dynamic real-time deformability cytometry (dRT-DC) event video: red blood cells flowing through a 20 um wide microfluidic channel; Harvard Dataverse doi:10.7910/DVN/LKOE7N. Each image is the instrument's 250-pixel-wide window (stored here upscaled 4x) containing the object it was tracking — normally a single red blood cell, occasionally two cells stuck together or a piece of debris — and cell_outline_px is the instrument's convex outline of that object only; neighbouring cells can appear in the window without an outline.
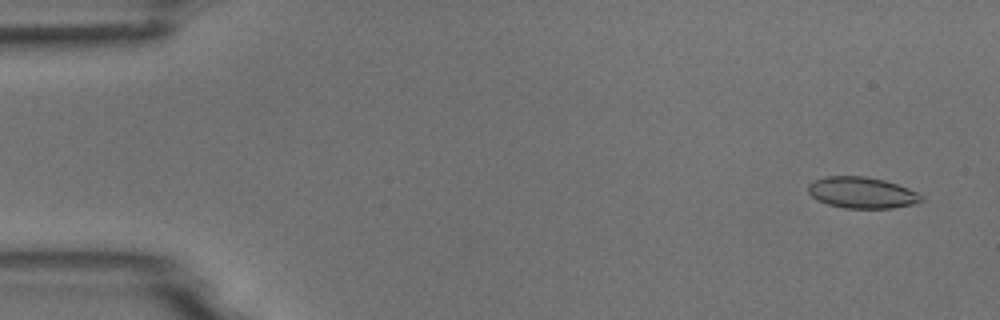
{"species": "common noctule bat (a hibernating species)", "species_latin": "Nyctalus noctula", "temperature_condition": "room temperature", "stored_images_in_passage": 7, "camera_frame_rate_fps": 3000, "um_per_image_px": 0.085, "animal": {"sex": "male", "body_mass_g": 18.8}, "frame": {"image": 1, "passage_image": 1, "time_ms": 0.0, "image_size_px": [1000, 320], "cell_outline_px": [[924, 200], [916, 204], [892, 208], [844, 208], [828, 204], [816, 200], [808, 192], [808, 184], [816, 180], [828, 176], [864, 176], [884, 180], [908, 188], [924, 196]], "centroid_in_image_um": [73.28, 16.38], "position_along_channel_um": 11.7, "area_um2": 20.63}}
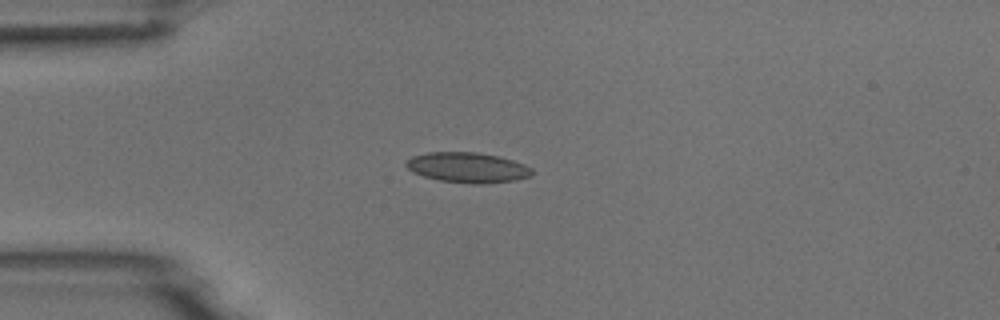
{"frame": {"image": 2, "passage_image": 4, "time_ms": 3.667, "image_size_px": [1000, 320], "cell_outline_px": [[536, 172], [532, 176], [516, 180], [484, 184], [472, 184], [440, 180], [424, 176], [412, 172], [404, 164], [412, 156], [428, 152], [476, 152], [500, 156], [524, 164], [532, 168]], "centroid_in_image_um": [39.79, 14.24], "position_along_channel_um": 45.2, "area_um2": 22.37}}